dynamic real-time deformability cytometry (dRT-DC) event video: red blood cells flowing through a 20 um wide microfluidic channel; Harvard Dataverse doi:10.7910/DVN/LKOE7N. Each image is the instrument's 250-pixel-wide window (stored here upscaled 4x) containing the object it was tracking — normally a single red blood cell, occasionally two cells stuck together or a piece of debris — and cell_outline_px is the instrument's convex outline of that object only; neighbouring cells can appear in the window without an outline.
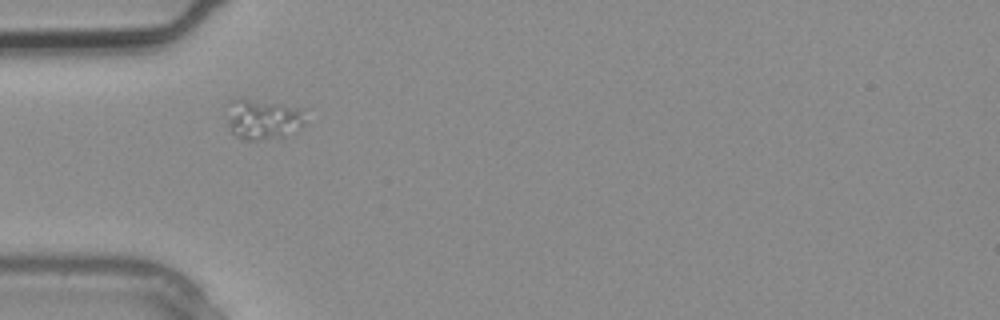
{"species": "common noctule bat (a hibernating species)", "species_latin": "Nyctalus noctula", "temperature_condition": "warm", "stored_images_in_passage": 1, "camera_frame_rate_fps": 3000, "um_per_image_px": 0.085, "animal": {"sex": "male", "body_mass_g": 20.4}, "frame": {"image": 1, "passage_image": 1, "time_ms": 0.0, "image_size_px": [1000, 320], "cell_outline_px": [[308, 108], [304, 124], [300, 128], [284, 136], [260, 140], [244, 140], [236, 136], [232, 132], [228, 124], [228, 120], [232, 100], [248, 100], [280, 104]], "centroid_in_image_um": [22.47, 10.16], "position_along_channel_um": 62.5, "area_um2": 18.15}}